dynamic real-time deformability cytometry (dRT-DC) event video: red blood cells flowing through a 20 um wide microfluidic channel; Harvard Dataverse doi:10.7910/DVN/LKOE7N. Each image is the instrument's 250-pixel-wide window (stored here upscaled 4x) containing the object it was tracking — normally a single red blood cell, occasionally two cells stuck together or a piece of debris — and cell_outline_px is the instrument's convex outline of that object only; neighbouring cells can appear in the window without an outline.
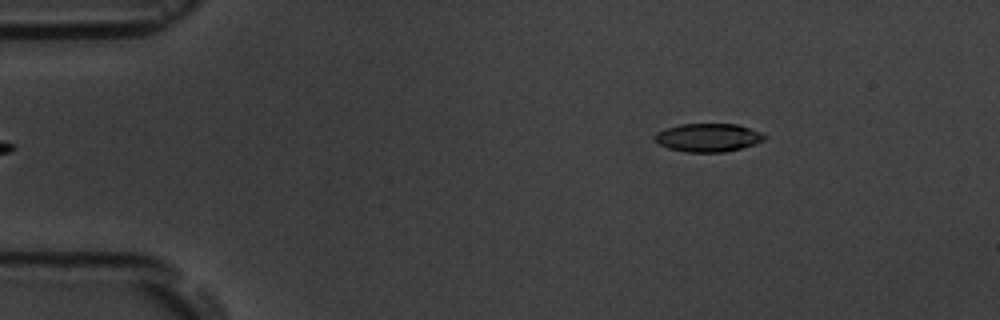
{"species": "common noctule bat (a hibernating species)", "species_latin": "Nyctalus noctula", "temperature_condition": "room temperature", "stored_images_in_passage": 2, "camera_frame_rate_fps": 3000, "um_per_image_px": 0.085, "animal": {"sex": "male", "body_mass_g": 19.5, "forearm_length_mm": 54.6}, "frame": {"image": 1, "passage_image": 2, "time_ms": 1.333, "image_size_px": [1000, 320], "cell_outline_px": [[768, 136], [764, 140], [740, 148], [724, 152], [688, 152], [668, 148], [660, 144], [652, 136], [656, 132], [680, 124], [736, 124], [760, 132]], "centroid_in_image_um": [60.17, 11.69], "position_along_channel_um": 24.8, "area_um2": 17.86}}